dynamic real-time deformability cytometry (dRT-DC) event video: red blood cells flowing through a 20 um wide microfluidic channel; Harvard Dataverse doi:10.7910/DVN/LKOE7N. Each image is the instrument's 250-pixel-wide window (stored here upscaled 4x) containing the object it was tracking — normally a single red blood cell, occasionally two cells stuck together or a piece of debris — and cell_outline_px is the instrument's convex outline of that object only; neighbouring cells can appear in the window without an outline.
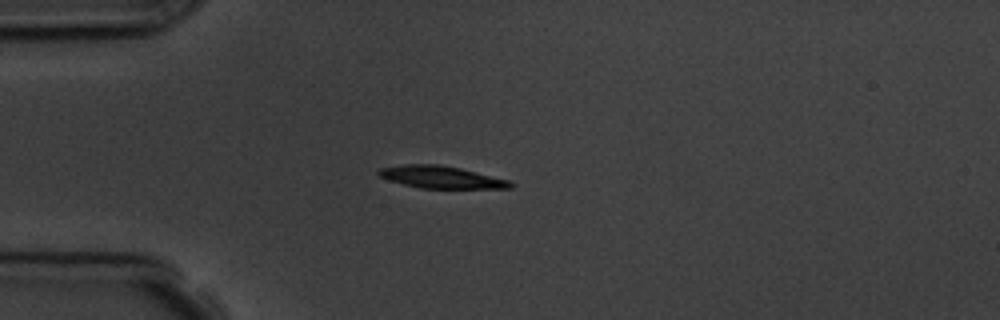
{"species": "common noctule bat (a hibernating species)", "species_latin": "Nyctalus noctula", "temperature_condition": "room temperature", "stored_images_in_passage": 1, "camera_frame_rate_fps": 3000, "um_per_image_px": 0.085, "animal": {"sex": "male", "body_mass_g": 19.5, "forearm_length_mm": 54.6}, "frame": {"image": 1, "passage_image": 1, "time_ms": 0.0, "image_size_px": [1000, 320], "cell_outline_px": [[516, 184], [512, 188], [420, 188], [388, 180], [380, 176], [376, 172], [380, 168], [404, 164], [440, 164], [460, 168], [508, 180]], "centroid_in_image_um": [37.49, 15.05], "position_along_channel_um": 47.5, "area_um2": 16.99}}